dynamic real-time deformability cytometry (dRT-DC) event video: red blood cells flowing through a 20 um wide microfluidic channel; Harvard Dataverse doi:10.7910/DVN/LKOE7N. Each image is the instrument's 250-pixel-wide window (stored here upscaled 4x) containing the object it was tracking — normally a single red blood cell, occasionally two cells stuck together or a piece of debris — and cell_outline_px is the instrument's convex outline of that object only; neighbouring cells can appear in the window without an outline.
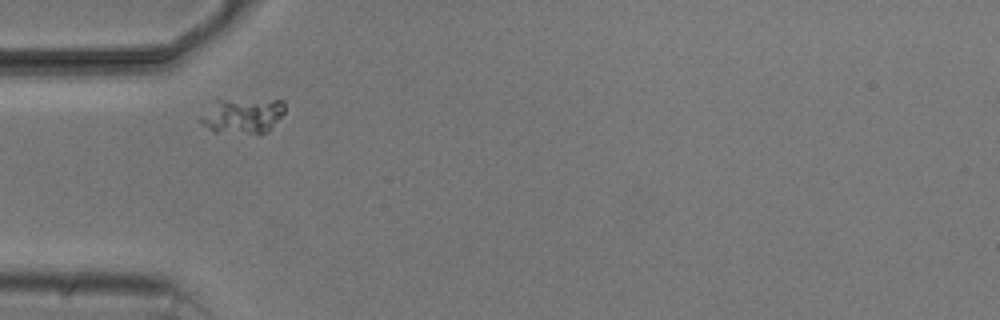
{"species": "common noctule bat (a hibernating species)", "species_latin": "Nyctalus noctula", "temperature_condition": "cold", "stored_images_in_passage": 2, "camera_frame_rate_fps": 3000, "um_per_image_px": 0.085, "animal": {"sex": "male", "body_mass_g": 20.5, "forearm_length_mm": 52.5}, "frame": {"image": 1, "passage_image": 1, "time_ms": 0.0, "image_size_px": [1000, 320], "cell_outline_px": [[284, 112], [268, 132], [260, 136], [216, 132], [200, 124], [200, 116], [216, 100], [284, 100]], "centroid_in_image_um": [20.63, 9.89], "position_along_channel_um": 64.4, "area_um2": 17.63}}
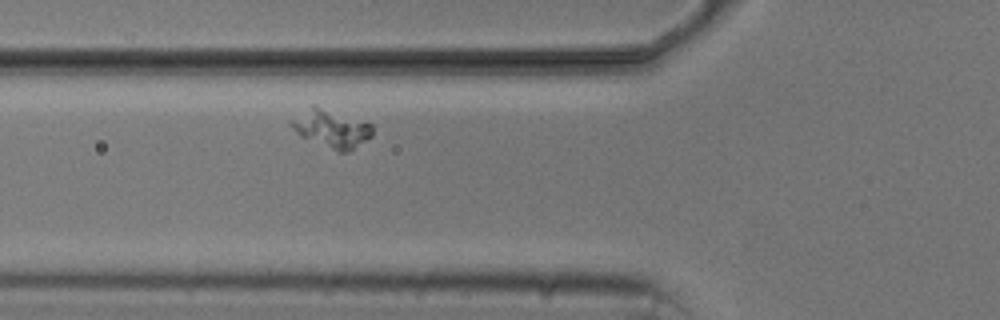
{"frame": {"image": 2, "passage_image": 2, "time_ms": 1.0, "image_size_px": [1000, 320], "cell_outline_px": [[372, 136], [348, 152], [340, 152], [300, 136], [288, 124], [288, 120], [312, 104], [372, 124]], "centroid_in_image_um": [28.11, 10.92], "position_along_channel_um": 97.7, "area_um2": 17.8}}